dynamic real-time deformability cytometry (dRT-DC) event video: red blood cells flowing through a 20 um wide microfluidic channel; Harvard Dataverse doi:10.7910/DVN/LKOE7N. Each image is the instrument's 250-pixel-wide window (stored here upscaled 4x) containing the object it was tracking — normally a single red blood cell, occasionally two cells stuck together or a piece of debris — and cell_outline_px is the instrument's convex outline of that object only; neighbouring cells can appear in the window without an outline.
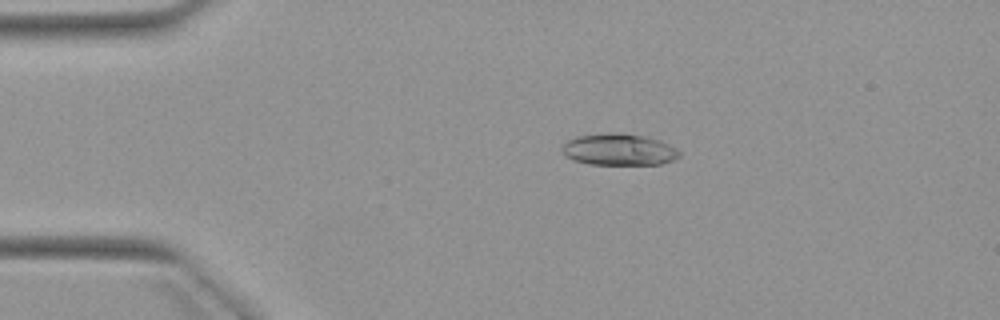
{"species": "Egyptian fruit bat (a non-hibernating species)", "species_latin": "Rousettus aegyptiacus", "temperature_condition": "warm", "stored_images_in_passage": 5, "camera_frame_rate_fps": 3000, "um_per_image_px": 0.085, "animal": {"sex": "female"}, "frame": {"image": 1, "passage_image": 2, "time_ms": 2.333, "image_size_px": [1000, 320], "cell_outline_px": [[680, 156], [672, 160], [660, 164], [588, 164], [572, 160], [564, 156], [560, 148], [568, 140], [576, 136], [612, 132], [644, 136], [660, 140], [676, 148], [680, 152]], "centroid_in_image_um": [52.57, 12.71], "position_along_channel_um": 32.4, "area_um2": 21.68}}
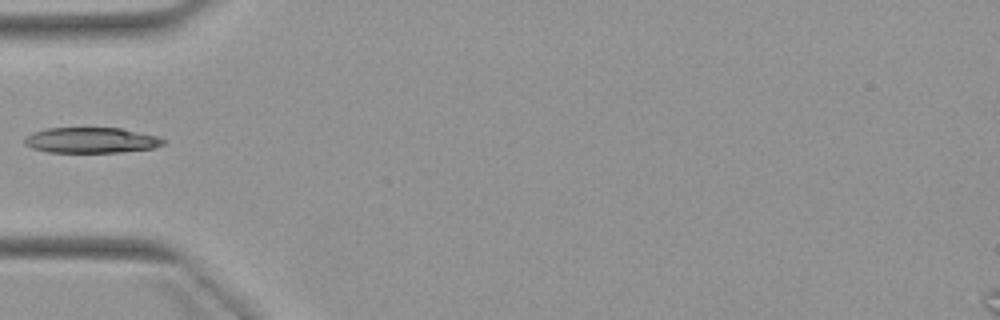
{"frame": {"image": 2, "passage_image": 5, "time_ms": 4.667, "image_size_px": [1000, 320], "cell_outline_px": [[168, 140], [164, 144], [152, 148], [120, 152], [48, 152], [32, 148], [24, 144], [24, 140], [32, 132], [44, 128], [120, 128], [156, 136]], "centroid_in_image_um": [7.74, 11.92], "position_along_channel_um": 77.3, "area_um2": 20.58}}